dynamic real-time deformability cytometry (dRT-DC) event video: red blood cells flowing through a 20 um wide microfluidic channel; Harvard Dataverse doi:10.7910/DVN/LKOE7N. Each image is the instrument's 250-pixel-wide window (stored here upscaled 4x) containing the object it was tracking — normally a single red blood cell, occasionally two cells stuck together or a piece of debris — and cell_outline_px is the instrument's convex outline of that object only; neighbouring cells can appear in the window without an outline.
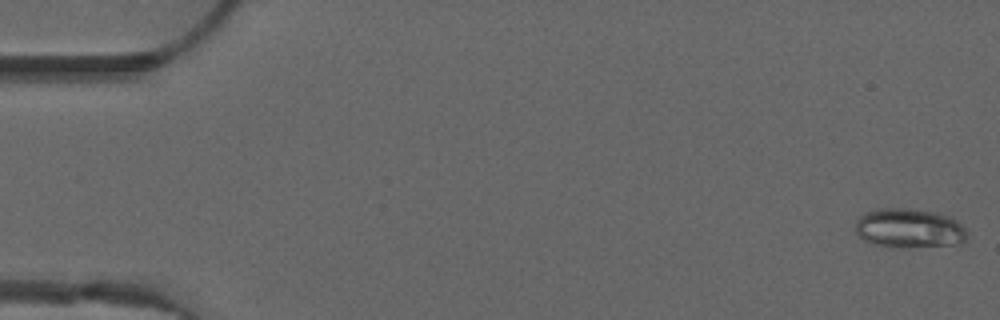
{"species": "common noctule bat (a hibernating species)", "species_latin": "Nyctalus noctula", "temperature_condition": "warm", "stored_images_in_passage": 17, "camera_frame_rate_fps": 3000, "um_per_image_px": 0.085, "animal": {"sex": "male", "forearm_length_mm": 52.5}, "frame": {"image": 1, "passage_image": 1, "time_ms": 0.0, "image_size_px": [1000, 320], "cell_outline_px": [[968, 236], [964, 240], [952, 244], [908, 248], [900, 248], [872, 244], [864, 240], [856, 232], [856, 220], [864, 212], [876, 208], [908, 208], [932, 212], [948, 216], [956, 220], [968, 232]], "centroid_in_image_um": [77.23, 19.4], "position_along_channel_um": 7.8, "area_um2": 25.66}}